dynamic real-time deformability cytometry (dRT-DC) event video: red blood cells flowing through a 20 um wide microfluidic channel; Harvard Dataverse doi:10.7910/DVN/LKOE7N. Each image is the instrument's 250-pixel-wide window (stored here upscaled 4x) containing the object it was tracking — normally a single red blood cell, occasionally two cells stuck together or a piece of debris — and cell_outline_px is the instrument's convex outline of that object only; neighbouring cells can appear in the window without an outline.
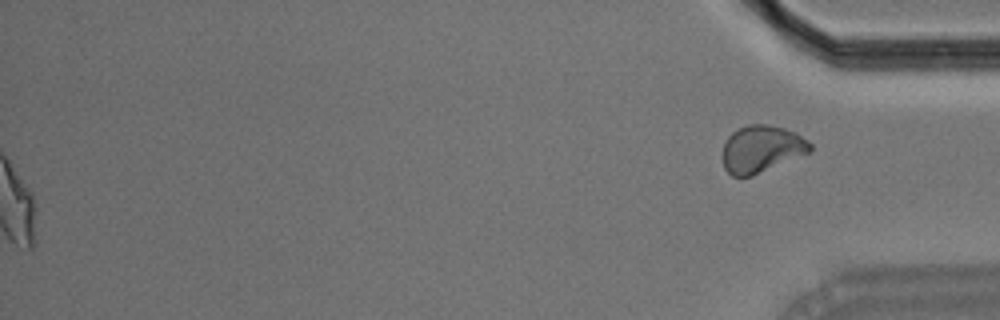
{"species": "Egyptian fruit bat (a non-hibernating species)", "species_latin": "Rousettus aegyptiacus", "temperature_condition": "room temperature", "stored_images_in_passage": 40, "segment_of_instrument_passage": [2, 2], "camera_frame_rate_fps": 3000, "um_per_image_px": 0.085, "animal": {"sex": "male"}, "frame": {"image": 1, "passage_image": 40, "time_ms": 13.0, "image_size_px": [1000, 320], "cell_outline_px": [[812, 152], [752, 176], [732, 176], [724, 168], [724, 144], [728, 136], [732, 132], [748, 124], [768, 124], [784, 128], [796, 132], [808, 140], [812, 144]], "centroid_in_image_um": [64.78, 12.66], "position_along_channel_um": 370.4, "area_um2": 24.1}}